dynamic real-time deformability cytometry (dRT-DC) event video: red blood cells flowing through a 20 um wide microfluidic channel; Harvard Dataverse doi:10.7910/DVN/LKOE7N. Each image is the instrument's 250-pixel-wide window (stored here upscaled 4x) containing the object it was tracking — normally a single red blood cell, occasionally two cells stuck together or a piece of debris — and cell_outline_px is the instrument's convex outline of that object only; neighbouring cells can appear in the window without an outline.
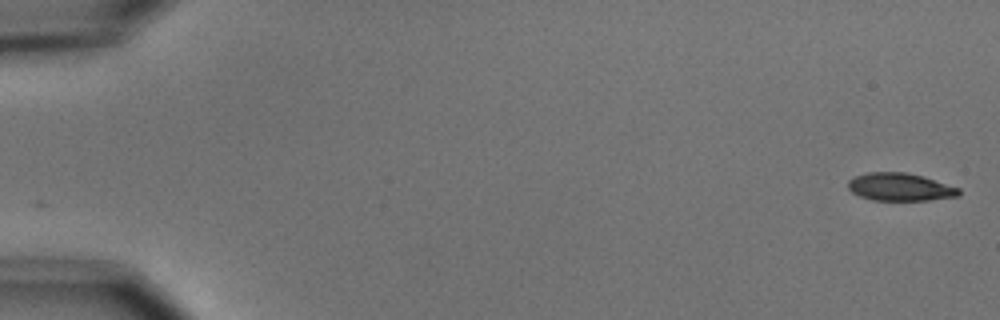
{"species": "common noctule bat (a hibernating species)", "species_latin": "Nyctalus noctula", "temperature_condition": "cold", "stored_images_in_passage": 5, "camera_frame_rate_fps": 3000, "um_per_image_px": 0.085, "animal": {"sex": "male", "body_mass_g": 15.6}, "frame": {"image": 1, "passage_image": 1, "time_ms": 0.0, "image_size_px": [1000, 320], "cell_outline_px": [[960, 196], [928, 200], [872, 200], [860, 196], [852, 192], [848, 188], [848, 180], [856, 176], [868, 172], [904, 172], [924, 176], [960, 188]], "centroid_in_image_um": [76.52, 15.89], "position_along_channel_um": 8.5, "area_um2": 17.98}}
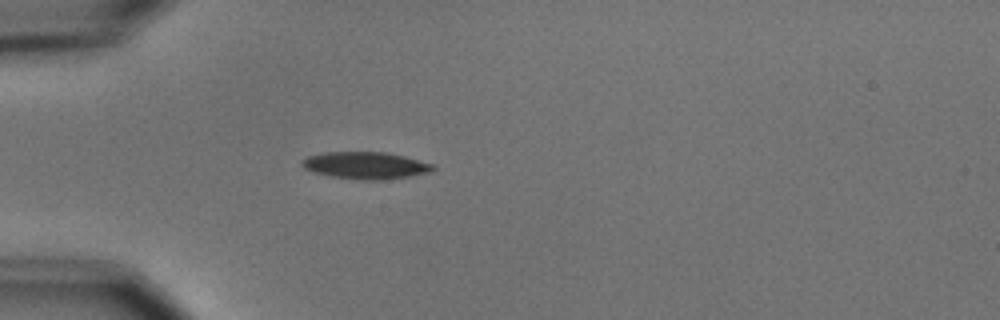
{"frame": {"image": 2, "passage_image": 5, "time_ms": 5.0, "image_size_px": [1000, 320], "cell_outline_px": [[436, 168], [432, 172], [408, 176], [380, 180], [360, 180], [328, 176], [312, 172], [304, 168], [300, 164], [300, 160], [308, 156], [324, 152], [384, 152], [404, 156], [432, 164]], "centroid_in_image_um": [31.02, 14.06], "position_along_channel_um": 54.0, "area_um2": 20.75}}